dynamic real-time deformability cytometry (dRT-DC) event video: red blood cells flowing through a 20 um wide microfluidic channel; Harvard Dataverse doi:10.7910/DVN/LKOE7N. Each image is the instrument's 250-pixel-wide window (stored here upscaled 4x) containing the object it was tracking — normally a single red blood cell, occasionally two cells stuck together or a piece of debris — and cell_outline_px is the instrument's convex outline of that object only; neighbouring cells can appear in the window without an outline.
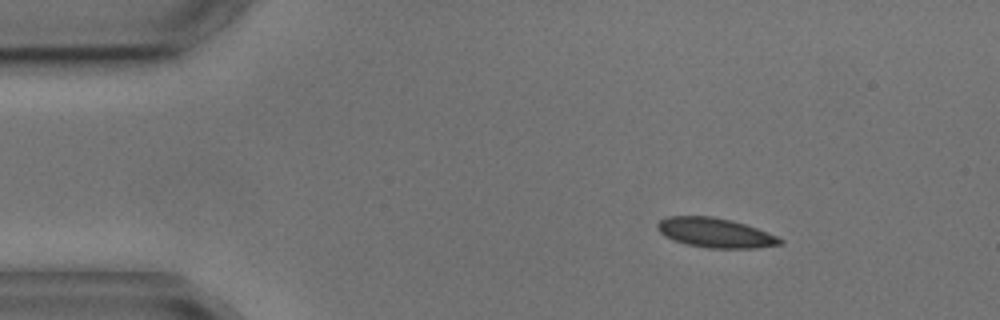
{"species": "common noctule bat (a hibernating species)", "species_latin": "Nyctalus noctula", "temperature_condition": "cold", "stored_images_in_passage": 4, "camera_frame_rate_fps": 3000, "um_per_image_px": 0.085, "animal": {"sex": "male", "body_mass_g": 17.9, "forearm_length_mm": 54.2}, "frame": {"image": 1, "passage_image": 2, "time_ms": 1.0, "image_size_px": [1000, 320], "cell_outline_px": [[784, 244], [756, 248], [712, 248], [688, 244], [664, 236], [656, 228], [656, 224], [660, 220], [668, 216], [712, 216], [732, 220], [756, 228], [776, 236], [784, 240]], "centroid_in_image_um": [60.8, 19.78], "position_along_channel_um": 24.2, "area_um2": 20.98}}